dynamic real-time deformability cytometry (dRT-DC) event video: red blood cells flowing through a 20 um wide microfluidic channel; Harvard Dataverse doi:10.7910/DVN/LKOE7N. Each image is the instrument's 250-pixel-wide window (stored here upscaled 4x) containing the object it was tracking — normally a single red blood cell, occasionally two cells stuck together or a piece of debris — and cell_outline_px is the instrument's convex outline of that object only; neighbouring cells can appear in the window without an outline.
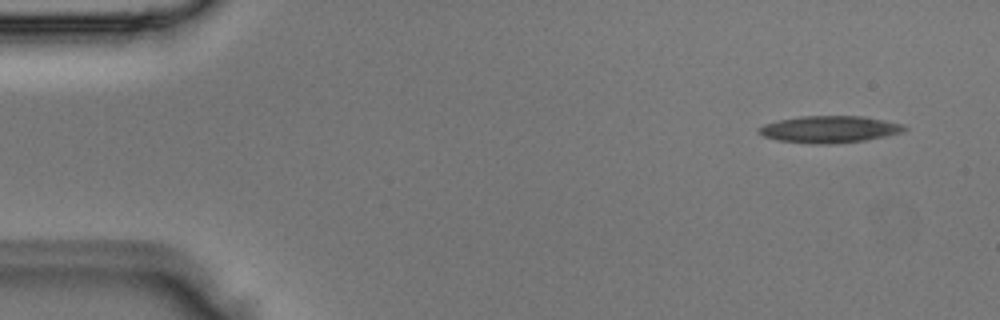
{"species": "Egyptian fruit bat (a non-hibernating species)", "species_latin": "Rousettus aegyptiacus", "temperature_condition": "room temperature", "stored_images_in_passage": 4, "camera_frame_rate_fps": 3000, "um_per_image_px": 0.085, "animal": {"sex": "male"}, "frame": {"image": 1, "passage_image": 1, "time_ms": 0.0, "image_size_px": [1000, 320], "cell_outline_px": [[908, 128], [904, 132], [864, 140], [828, 144], [816, 144], [776, 140], [764, 136], [756, 132], [756, 128], [764, 124], [780, 120], [800, 116], [864, 116], [904, 124]], "centroid_in_image_um": [70.49, 10.98], "position_along_channel_um": 14.5, "area_um2": 22.83}}
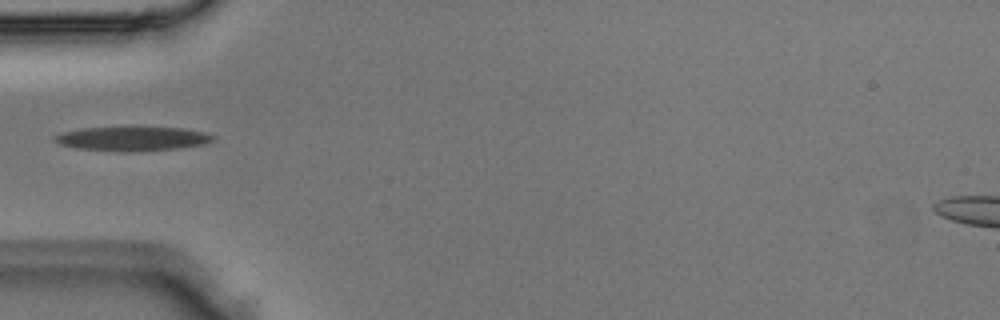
{"frame": {"image": 2, "passage_image": 4, "time_ms": 1.0, "image_size_px": [1000, 320], "cell_outline_px": [[216, 136], [212, 140], [204, 144], [180, 148], [80, 148], [60, 144], [52, 140], [52, 136], [64, 132], [80, 128], [184, 128], [204, 132]], "centroid_in_image_um": [11.28, 11.73], "position_along_channel_um": 73.7, "area_um2": 20.52}}